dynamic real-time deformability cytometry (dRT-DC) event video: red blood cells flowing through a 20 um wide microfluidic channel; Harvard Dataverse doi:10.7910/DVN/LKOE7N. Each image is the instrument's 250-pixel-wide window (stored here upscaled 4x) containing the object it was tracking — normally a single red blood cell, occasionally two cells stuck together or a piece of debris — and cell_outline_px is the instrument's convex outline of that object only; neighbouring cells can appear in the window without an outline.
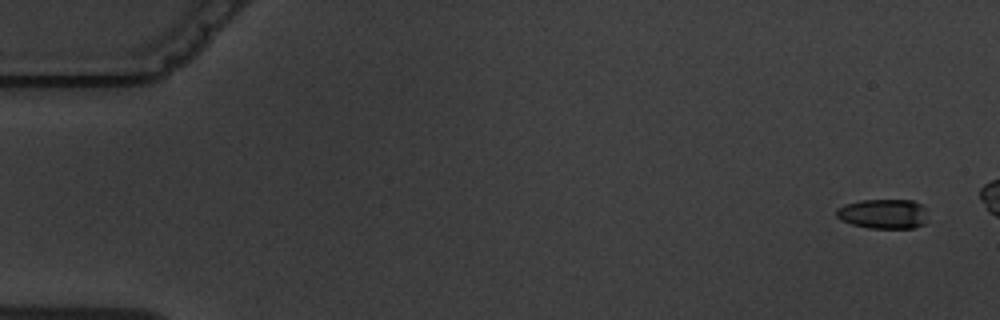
{"species": "common noctule bat (a hibernating species)", "species_latin": "Nyctalus noctula", "temperature_condition": "warm", "stored_images_in_passage": 6, "segment_of_instrument_passage": [1, 2], "camera_frame_rate_fps": 3000, "um_per_image_px": 0.085, "animal": {"sex": "male", "body_mass_g": 19.5, "forearm_length_mm": 54.6}, "frame": {"image": 1, "passage_image": 1, "time_ms": 0.0, "image_size_px": [1000, 320], "cell_outline_px": [[924, 224], [912, 228], [868, 228], [852, 224], [840, 220], [836, 216], [836, 208], [844, 204], [860, 200], [912, 200], [920, 204], [924, 208]], "centroid_in_image_um": [75.01, 18.17], "position_along_channel_um": 10.0, "area_um2": 15.72}}